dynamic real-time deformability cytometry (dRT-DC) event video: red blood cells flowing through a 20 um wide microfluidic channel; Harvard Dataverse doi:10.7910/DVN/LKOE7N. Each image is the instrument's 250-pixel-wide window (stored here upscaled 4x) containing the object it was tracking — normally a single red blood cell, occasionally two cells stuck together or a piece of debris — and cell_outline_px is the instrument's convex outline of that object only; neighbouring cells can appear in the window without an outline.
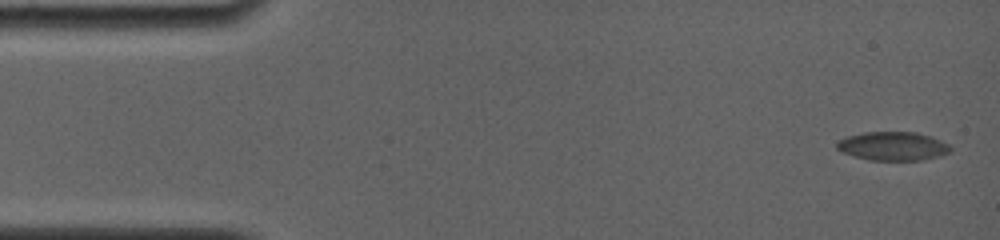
{"species": "common noctule bat (a hibernating species)", "species_latin": "Nyctalus noctula", "temperature_condition": "room temperature", "stored_images_in_passage": 12, "camera_frame_rate_fps": 4000, "um_per_image_px": 0.085, "animal": {"sex": "female", "body_mass_g": 19.0, "forearm_length_mm": 56.7}, "frame": {"image": 1, "passage_image": 1, "time_ms": 0.0, "image_size_px": [1000, 240], "cell_outline_px": [[952, 152], [920, 160], [868, 160], [844, 152], [836, 148], [836, 144], [840, 140], [848, 136], [864, 132], [916, 132], [932, 136], [948, 144], [952, 148]], "centroid_in_image_um": [75.93, 12.41], "position_along_channel_um": 9.1, "area_um2": 18.84}}
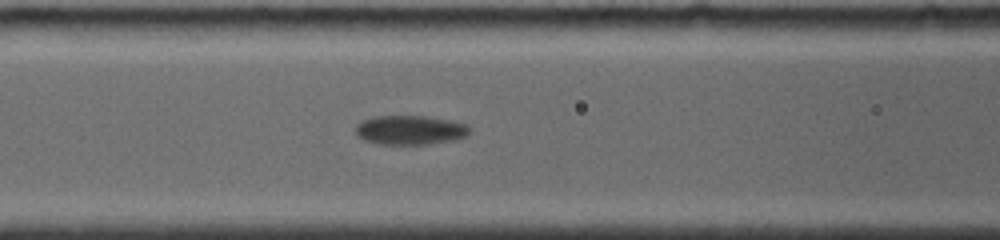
{"frame": {"image": 2, "passage_image": 9, "time_ms": 6.5, "image_size_px": [1000, 240], "cell_outline_px": [[472, 128], [468, 136], [456, 140], [428, 144], [380, 144], [364, 140], [356, 136], [356, 124], [372, 116], [424, 116], [452, 120], [468, 124]], "centroid_in_image_um": [34.91, 11.05], "position_along_channel_um": 131.7, "area_um2": 19.77}}
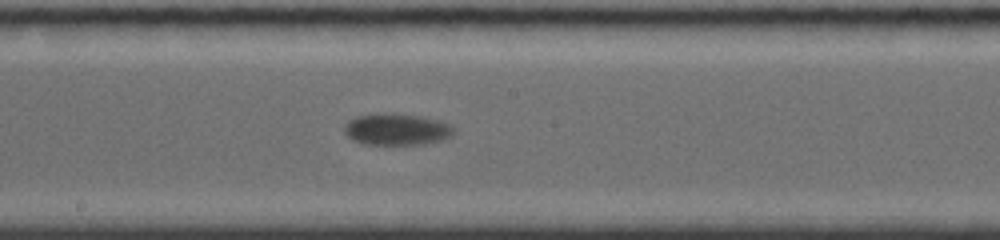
{"frame": {"image": 3, "passage_image": 12, "time_ms": 8.75, "image_size_px": [1000, 240], "cell_outline_px": [[456, 132], [452, 136], [440, 140], [424, 144], [364, 144], [352, 140], [344, 132], [344, 124], [348, 120], [356, 116], [420, 116], [452, 124]], "centroid_in_image_um": [33.75, 11.04], "position_along_channel_um": 214.5, "area_um2": 19.42}}